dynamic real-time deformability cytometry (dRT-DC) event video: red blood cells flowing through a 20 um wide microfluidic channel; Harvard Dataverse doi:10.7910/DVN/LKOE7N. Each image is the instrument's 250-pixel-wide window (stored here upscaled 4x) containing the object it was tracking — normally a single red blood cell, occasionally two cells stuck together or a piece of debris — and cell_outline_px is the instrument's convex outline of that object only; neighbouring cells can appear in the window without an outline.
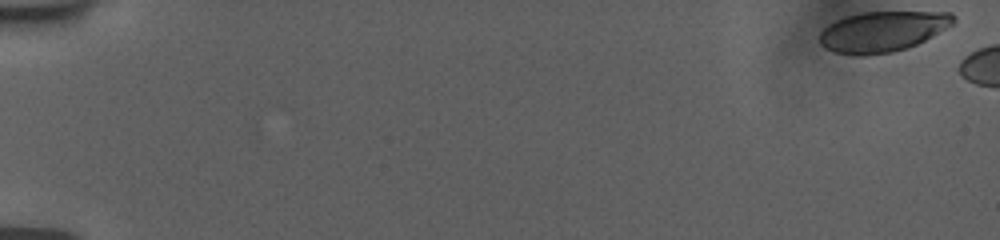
{"species": "human", "species_latin": "Homo sapiens", "temperature_condition": "room temperature", "stored_images_in_passage": 7, "camera_frame_rate_fps": 3000, "um_per_image_px": 0.085, "donor": {"sex": "female"}, "frame": {"image": 1, "passage_image": 1, "time_ms": 0.0, "image_size_px": [1000, 240], "cell_outline_px": [[956, 20], [952, 24], [932, 36], [908, 48], [892, 52], [864, 56], [852, 56], [836, 52], [824, 48], [820, 44], [820, 32], [828, 24], [844, 16], [860, 12], [952, 12], [956, 16]], "centroid_in_image_um": [74.99, 2.68], "position_along_channel_um": 10.0, "area_um2": 31.79}}